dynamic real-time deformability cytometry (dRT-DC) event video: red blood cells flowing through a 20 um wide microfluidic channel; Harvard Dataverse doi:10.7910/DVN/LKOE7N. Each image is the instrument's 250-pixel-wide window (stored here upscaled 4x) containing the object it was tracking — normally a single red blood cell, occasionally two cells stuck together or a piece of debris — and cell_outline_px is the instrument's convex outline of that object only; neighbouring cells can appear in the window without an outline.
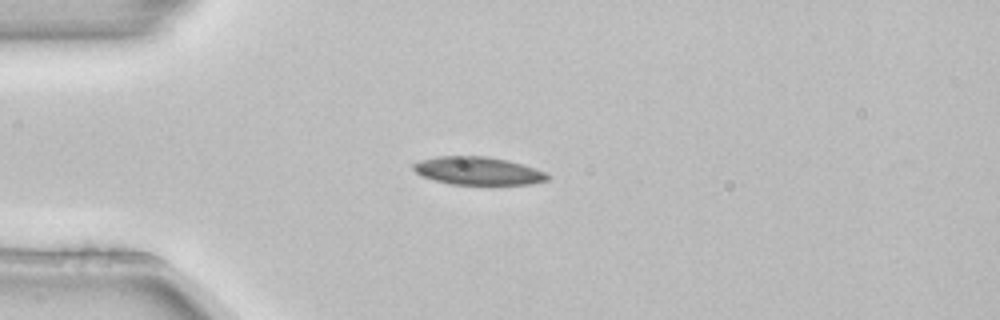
{"species": "common noctule bat (a hibernating species)", "species_latin": "Nyctalus noctula", "temperature_condition": "room temperature", "stored_images_in_passage": 3, "camera_frame_rate_fps": 3000, "um_per_image_px": 0.085, "animal": {"sex": "female", "body_mass_g": 22.7, "forearm_length_mm": 54.2}, "frame": {"image": 1, "passage_image": 2, "time_ms": 0.333, "image_size_px": [1000, 320], "cell_outline_px": [[548, 180], [532, 184], [448, 184], [420, 176], [412, 168], [412, 164], [420, 160], [436, 156], [488, 156], [508, 160], [544, 172], [548, 176]], "centroid_in_image_um": [40.55, 14.52], "position_along_channel_um": 44.4, "area_um2": 21.79}}